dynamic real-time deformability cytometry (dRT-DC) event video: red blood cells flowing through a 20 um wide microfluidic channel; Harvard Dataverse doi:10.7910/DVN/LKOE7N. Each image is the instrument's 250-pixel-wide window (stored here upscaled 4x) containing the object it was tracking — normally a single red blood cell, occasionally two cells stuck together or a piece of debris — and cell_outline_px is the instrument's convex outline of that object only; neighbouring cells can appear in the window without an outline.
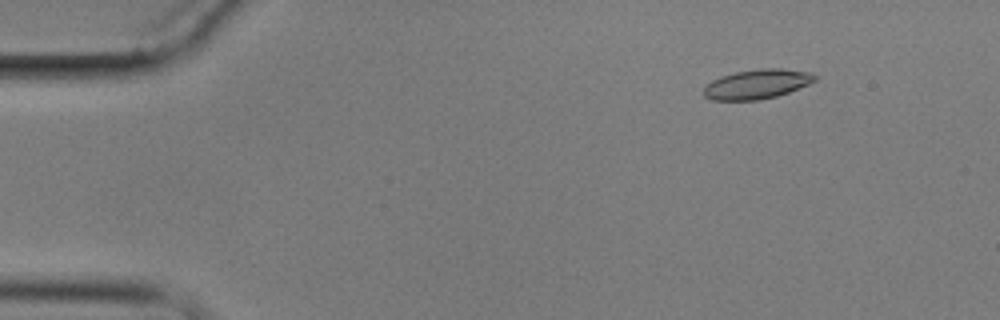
{"species": "common noctule bat (a hibernating species)", "species_latin": "Nyctalus noctula", "temperature_condition": "cold", "stored_images_in_passage": 8, "camera_frame_rate_fps": 3000, "um_per_image_px": 0.085, "animal": {"sex": "male", "body_mass_g": 17.9}, "frame": {"image": 1, "passage_image": 3, "time_ms": 2.333, "image_size_px": [1000, 320], "cell_outline_px": [[816, 80], [808, 84], [788, 92], [776, 96], [760, 100], [712, 100], [704, 96], [704, 88], [712, 80], [720, 76], [736, 72], [760, 68], [780, 68], [812, 72], [816, 76]], "centroid_in_image_um": [64.35, 7.14], "position_along_channel_um": 20.7, "area_um2": 19.07}}
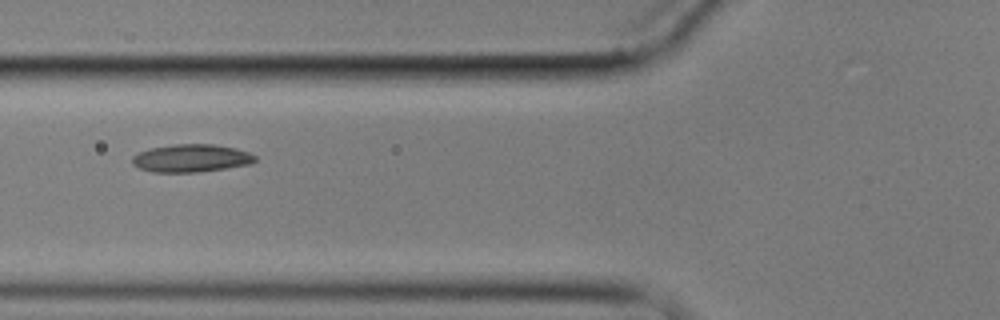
{"frame": {"image": 2, "passage_image": 7, "time_ms": 7.333, "image_size_px": [1000, 320], "cell_outline_px": [[256, 160], [252, 164], [196, 172], [152, 172], [140, 168], [132, 164], [132, 156], [140, 152], [152, 148], [172, 144], [212, 144], [236, 148], [248, 152], [256, 156]], "centroid_in_image_um": [16.26, 13.44], "position_along_channel_um": 109.5, "area_um2": 19.83}}
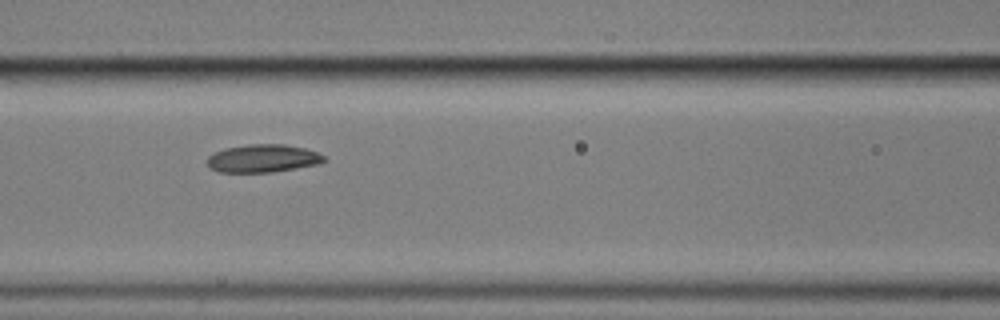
{"frame": {"image": 3, "passage_image": 8, "time_ms": 8.333, "image_size_px": [1000, 320], "cell_outline_px": [[324, 160], [320, 164], [272, 172], [220, 172], [208, 168], [208, 156], [224, 148], [248, 144], [284, 144], [304, 148], [316, 152], [324, 156]], "centroid_in_image_um": [22.32, 13.46], "position_along_channel_um": 144.3, "area_um2": 18.96}}